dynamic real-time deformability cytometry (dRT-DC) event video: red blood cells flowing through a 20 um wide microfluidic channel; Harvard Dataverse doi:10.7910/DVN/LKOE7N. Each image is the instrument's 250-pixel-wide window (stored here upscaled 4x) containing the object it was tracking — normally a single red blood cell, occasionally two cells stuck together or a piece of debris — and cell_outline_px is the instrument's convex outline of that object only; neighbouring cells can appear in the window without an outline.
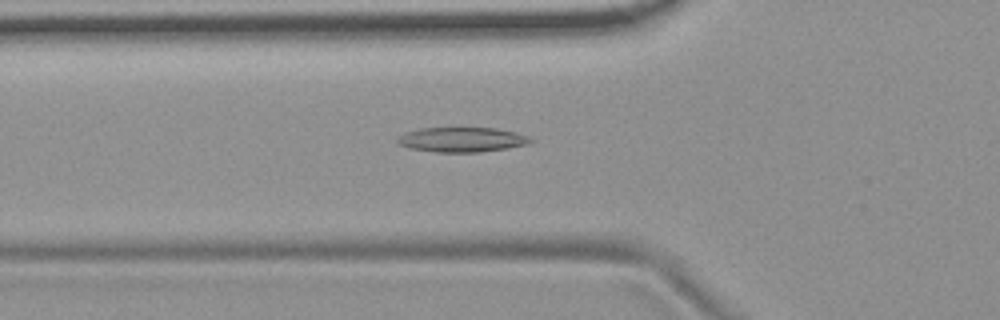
{"species": "common noctule bat (a hibernating species)", "species_latin": "Nyctalus noctula", "temperature_condition": "room temperature", "stored_images_in_passage": 54, "camera_frame_rate_fps": 3000, "um_per_image_px": 0.085, "animal": {"sex": "female", "body_mass_g": 19.9}, "frame": {"image": 1, "passage_image": 19, "time_ms": 6.0, "image_size_px": [1000, 320], "cell_outline_px": [[536, 140], [532, 144], [508, 148], [480, 152], [436, 152], [408, 148], [396, 144], [396, 140], [404, 132], [420, 128], [496, 128], [516, 132], [528, 136]], "centroid_in_image_um": [39.29, 11.87], "position_along_channel_um": 86.5, "area_um2": 19.54}}
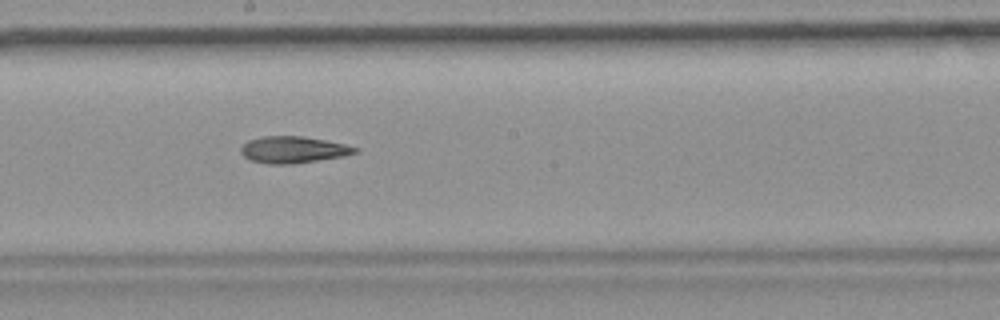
{"frame": {"image": 2, "passage_image": 30, "time_ms": 9.667, "image_size_px": [1000, 320], "cell_outline_px": [[360, 152], [344, 156], [292, 164], [268, 164], [252, 160], [244, 156], [240, 152], [240, 148], [248, 140], [264, 136], [300, 136], [324, 140], [344, 144], [360, 148]], "centroid_in_image_um": [24.94, 12.73], "position_along_channel_um": 223.3, "area_um2": 17.69}}
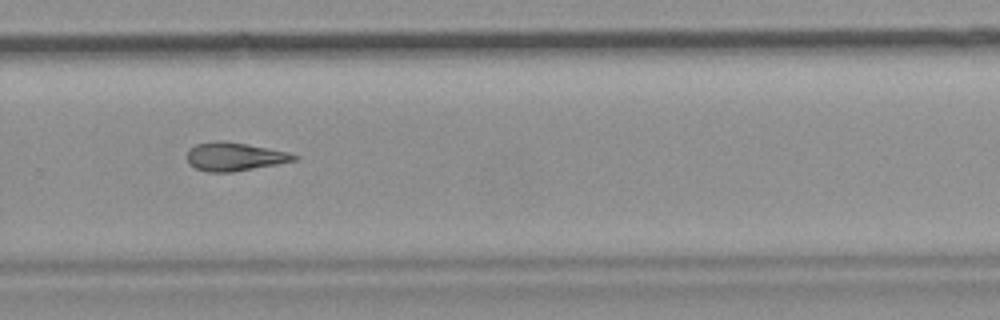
{"frame": {"image": 3, "passage_image": 37, "time_ms": 12.0, "image_size_px": [1000, 320], "cell_outline_px": [[300, 156], [296, 160], [276, 164], [232, 172], [208, 172], [196, 168], [188, 164], [184, 156], [196, 144], [216, 140], [224, 140], [248, 144], [288, 152]], "centroid_in_image_um": [19.9, 13.3], "position_along_channel_um": 309.9, "area_um2": 17.8}}